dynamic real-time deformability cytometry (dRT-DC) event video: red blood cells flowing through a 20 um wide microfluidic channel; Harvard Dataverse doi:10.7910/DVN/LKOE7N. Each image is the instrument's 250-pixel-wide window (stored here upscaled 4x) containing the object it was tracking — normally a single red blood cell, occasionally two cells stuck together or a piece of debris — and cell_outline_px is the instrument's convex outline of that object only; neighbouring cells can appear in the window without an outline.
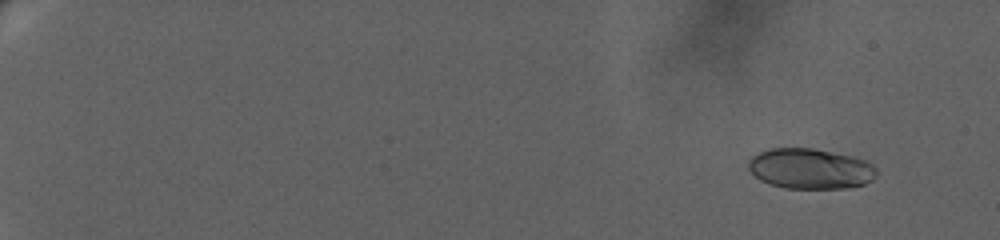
{"species": "human", "species_latin": "Homo sapiens", "temperature_condition": "warm", "stored_images_in_passage": 47, "camera_frame_rate_fps": 3000, "um_per_image_px": 0.085, "donor": {"sex": "female"}, "frame": {"image": 1, "passage_image": 4, "time_ms": 2.0, "image_size_px": [1000, 240], "cell_outline_px": [[876, 176], [872, 180], [864, 184], [844, 188], [784, 188], [768, 184], [760, 180], [748, 168], [748, 160], [756, 152], [768, 148], [812, 148], [856, 156], [868, 160], [876, 168]], "centroid_in_image_um": [68.87, 14.32], "position_along_channel_um": 16.1, "area_um2": 30.58}}
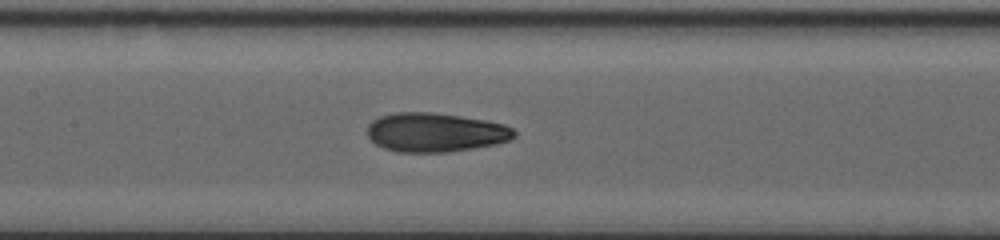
{"frame": {"image": 2, "passage_image": 28, "time_ms": 12.333, "image_size_px": [1000, 240], "cell_outline_px": [[516, 136], [512, 140], [496, 144], [448, 152], [396, 152], [384, 148], [376, 144], [368, 136], [368, 124], [372, 120], [380, 116], [396, 112], [428, 112], [460, 116], [484, 120], [504, 124], [512, 128], [516, 132]], "centroid_in_image_um": [37.01, 11.25], "position_along_channel_um": 170.4, "area_um2": 33.47}}
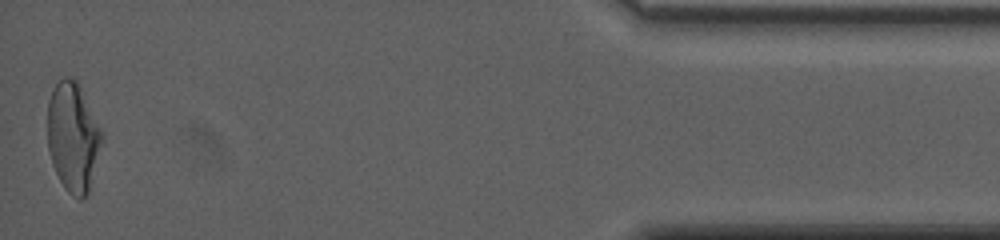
{"frame": {"image": 3, "passage_image": 47, "time_ms": 21.667, "image_size_px": [1000, 240], "cell_outline_px": [[100, 144], [88, 192], [80, 200], [72, 196], [64, 188], [52, 164], [48, 148], [48, 100], [56, 84], [64, 76], [76, 80], [100, 128]], "centroid_in_image_um": [6.16, 11.66], "position_along_channel_um": 429.0, "area_um2": 33.47}, "authors_computed_cell_mechanics": {"area_um2": 32.1368, "velocity_mm_per_s": 3.4386, "shape_relaxation_time_tau1_ms": 7.5761, "shape_relaxation_time_tau2_ms": 1.5131, "deformation_change_tau1": 0.2438, "deformation_change_tau2": 0.0819}}